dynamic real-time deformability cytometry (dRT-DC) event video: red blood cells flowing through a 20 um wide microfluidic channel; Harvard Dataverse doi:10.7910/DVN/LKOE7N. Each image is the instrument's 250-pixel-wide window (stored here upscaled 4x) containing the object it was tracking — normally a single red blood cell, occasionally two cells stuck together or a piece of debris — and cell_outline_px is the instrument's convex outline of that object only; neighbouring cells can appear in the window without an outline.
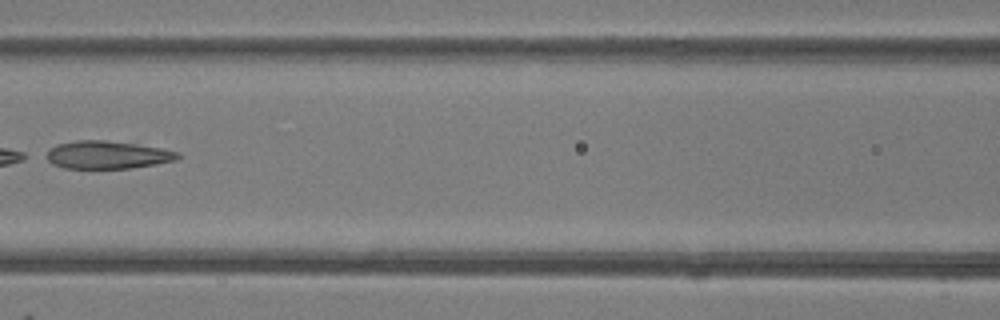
{"species": "common noctule bat (a hibernating species)", "species_latin": "Nyctalus noctula", "temperature_condition": "room temperature", "stored_images_in_passage": 8, "camera_frame_rate_fps": 3000, "um_per_image_px": 0.085, "animal": {"sex": "female"}, "frame": {"image": 1, "passage_image": 6, "time_ms": 6.0, "image_size_px": [1000, 320], "cell_outline_px": [[180, 156], [176, 160], [156, 164], [132, 168], [64, 168], [52, 164], [48, 160], [48, 152], [56, 144], [76, 140], [104, 140], [136, 144], [160, 148], [180, 152]], "centroid_in_image_um": [9.15, 13.16], "position_along_channel_um": 157.5, "area_um2": 21.15}}
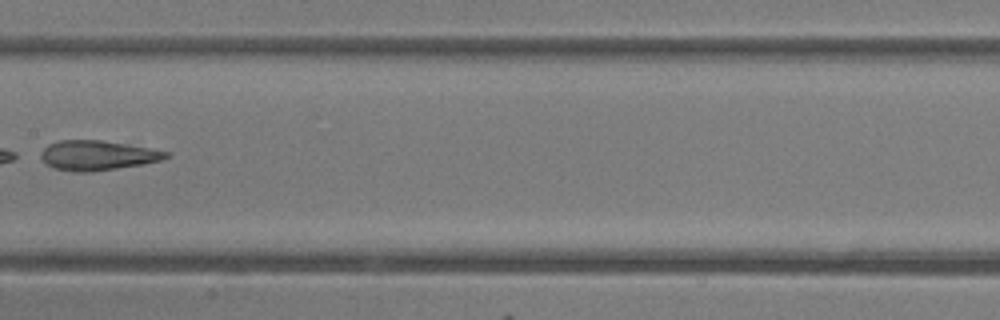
{"frame": {"image": 2, "passage_image": 7, "time_ms": 7.0, "image_size_px": [1000, 320], "cell_outline_px": [[168, 156], [160, 160], [140, 164], [116, 168], [88, 172], [72, 172], [52, 168], [40, 156], [40, 152], [48, 144], [60, 140], [100, 140], [148, 148], [168, 152]], "centroid_in_image_um": [8.2, 13.21], "position_along_channel_um": 199.2, "area_um2": 21.27}}
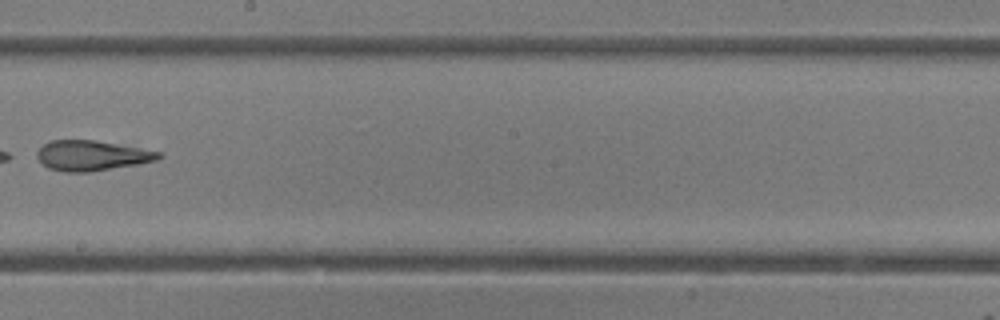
{"frame": {"image": 3, "passage_image": 8, "time_ms": 8.0, "image_size_px": [1000, 320], "cell_outline_px": [[164, 156], [156, 160], [136, 164], [92, 172], [64, 172], [48, 168], [36, 156], [36, 152], [44, 144], [52, 140], [96, 140], [140, 148], [160, 152]], "centroid_in_image_um": [7.79, 13.22], "position_along_channel_um": 240.4, "area_um2": 21.27}}